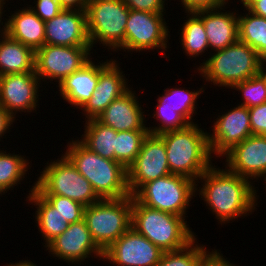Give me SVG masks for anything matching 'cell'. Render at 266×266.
Masks as SVG:
<instances>
[{"mask_svg": "<svg viewBox=\"0 0 266 266\" xmlns=\"http://www.w3.org/2000/svg\"><path fill=\"white\" fill-rule=\"evenodd\" d=\"M130 88L118 99L113 100L96 118L100 123L115 131L147 130L145 111L139 104L136 91ZM145 113V114H144Z\"/></svg>", "mask_w": 266, "mask_h": 266, "instance_id": "44dd1931", "label": "cell"}, {"mask_svg": "<svg viewBox=\"0 0 266 266\" xmlns=\"http://www.w3.org/2000/svg\"><path fill=\"white\" fill-rule=\"evenodd\" d=\"M15 118L4 107L0 105V141L3 142L2 137L5 138V134H10L11 126L14 127Z\"/></svg>", "mask_w": 266, "mask_h": 266, "instance_id": "ab89813d", "label": "cell"}, {"mask_svg": "<svg viewBox=\"0 0 266 266\" xmlns=\"http://www.w3.org/2000/svg\"><path fill=\"white\" fill-rule=\"evenodd\" d=\"M45 249L48 250L52 258L53 256L57 257L72 265H79V263L84 265V261L90 260L89 258L93 259V257L103 260V252L92 239L84 219L69 224L68 229L51 241Z\"/></svg>", "mask_w": 266, "mask_h": 266, "instance_id": "2e32d148", "label": "cell"}, {"mask_svg": "<svg viewBox=\"0 0 266 266\" xmlns=\"http://www.w3.org/2000/svg\"><path fill=\"white\" fill-rule=\"evenodd\" d=\"M193 196L196 197V182L176 174L149 181L133 195L147 207L185 218Z\"/></svg>", "mask_w": 266, "mask_h": 266, "instance_id": "9c48e42d", "label": "cell"}, {"mask_svg": "<svg viewBox=\"0 0 266 266\" xmlns=\"http://www.w3.org/2000/svg\"><path fill=\"white\" fill-rule=\"evenodd\" d=\"M117 59L99 61L98 82L91 98L80 109L85 121L96 119L107 106L121 97L131 87ZM84 112V113H83Z\"/></svg>", "mask_w": 266, "mask_h": 266, "instance_id": "e0dca14e", "label": "cell"}, {"mask_svg": "<svg viewBox=\"0 0 266 266\" xmlns=\"http://www.w3.org/2000/svg\"><path fill=\"white\" fill-rule=\"evenodd\" d=\"M26 197L28 205L36 208L35 222L38 231L41 233L42 239L46 247L57 236L61 235L68 229L69 224L60 215L58 211L35 189V183L30 188Z\"/></svg>", "mask_w": 266, "mask_h": 266, "instance_id": "d4e9b609", "label": "cell"}, {"mask_svg": "<svg viewBox=\"0 0 266 266\" xmlns=\"http://www.w3.org/2000/svg\"><path fill=\"white\" fill-rule=\"evenodd\" d=\"M36 51L5 34L0 39V76L35 72Z\"/></svg>", "mask_w": 266, "mask_h": 266, "instance_id": "484cf974", "label": "cell"}, {"mask_svg": "<svg viewBox=\"0 0 266 266\" xmlns=\"http://www.w3.org/2000/svg\"><path fill=\"white\" fill-rule=\"evenodd\" d=\"M60 213L68 224L84 219L85 206L65 196L42 195Z\"/></svg>", "mask_w": 266, "mask_h": 266, "instance_id": "836d02e7", "label": "cell"}, {"mask_svg": "<svg viewBox=\"0 0 266 266\" xmlns=\"http://www.w3.org/2000/svg\"><path fill=\"white\" fill-rule=\"evenodd\" d=\"M63 9L86 11L88 0H58Z\"/></svg>", "mask_w": 266, "mask_h": 266, "instance_id": "60d3db41", "label": "cell"}, {"mask_svg": "<svg viewBox=\"0 0 266 266\" xmlns=\"http://www.w3.org/2000/svg\"><path fill=\"white\" fill-rule=\"evenodd\" d=\"M133 196L101 199L85 207L84 220L98 248L104 252L118 240L132 223Z\"/></svg>", "mask_w": 266, "mask_h": 266, "instance_id": "52a82bcc", "label": "cell"}, {"mask_svg": "<svg viewBox=\"0 0 266 266\" xmlns=\"http://www.w3.org/2000/svg\"><path fill=\"white\" fill-rule=\"evenodd\" d=\"M5 6H7V5H5L4 3H0V39L6 34V27H5L6 22H4L6 20V18L3 17V16L7 15V14H5V12H6V10L4 9Z\"/></svg>", "mask_w": 266, "mask_h": 266, "instance_id": "7bdbcfd3", "label": "cell"}, {"mask_svg": "<svg viewBox=\"0 0 266 266\" xmlns=\"http://www.w3.org/2000/svg\"><path fill=\"white\" fill-rule=\"evenodd\" d=\"M186 20H183L180 35V46H182L183 53L189 58L206 56L204 53L208 50L207 35L203 25L202 19L195 12H186Z\"/></svg>", "mask_w": 266, "mask_h": 266, "instance_id": "83f0119b", "label": "cell"}, {"mask_svg": "<svg viewBox=\"0 0 266 266\" xmlns=\"http://www.w3.org/2000/svg\"><path fill=\"white\" fill-rule=\"evenodd\" d=\"M131 227L162 252L182 249L197 237L185 217L147 207L134 197Z\"/></svg>", "mask_w": 266, "mask_h": 266, "instance_id": "5b68a950", "label": "cell"}, {"mask_svg": "<svg viewBox=\"0 0 266 266\" xmlns=\"http://www.w3.org/2000/svg\"><path fill=\"white\" fill-rule=\"evenodd\" d=\"M85 122L84 134L80 141L96 154L115 160L117 131L100 123L97 119H89Z\"/></svg>", "mask_w": 266, "mask_h": 266, "instance_id": "4316f807", "label": "cell"}, {"mask_svg": "<svg viewBox=\"0 0 266 266\" xmlns=\"http://www.w3.org/2000/svg\"><path fill=\"white\" fill-rule=\"evenodd\" d=\"M230 89L242 94V101L239 105L252 108L266 103V80L259 73L256 76L234 84Z\"/></svg>", "mask_w": 266, "mask_h": 266, "instance_id": "d6a6232c", "label": "cell"}, {"mask_svg": "<svg viewBox=\"0 0 266 266\" xmlns=\"http://www.w3.org/2000/svg\"><path fill=\"white\" fill-rule=\"evenodd\" d=\"M33 3L36 5L28 6L44 22L51 20L63 10L58 0H34Z\"/></svg>", "mask_w": 266, "mask_h": 266, "instance_id": "e575fe53", "label": "cell"}, {"mask_svg": "<svg viewBox=\"0 0 266 266\" xmlns=\"http://www.w3.org/2000/svg\"><path fill=\"white\" fill-rule=\"evenodd\" d=\"M45 44L60 46H91L86 11L63 9L45 22Z\"/></svg>", "mask_w": 266, "mask_h": 266, "instance_id": "ffe728a7", "label": "cell"}, {"mask_svg": "<svg viewBox=\"0 0 266 266\" xmlns=\"http://www.w3.org/2000/svg\"><path fill=\"white\" fill-rule=\"evenodd\" d=\"M91 53L93 54L91 46L44 44L36 50L35 73L42 82L54 81L59 85L61 81L78 71L91 59L94 60Z\"/></svg>", "mask_w": 266, "mask_h": 266, "instance_id": "7c38bea8", "label": "cell"}, {"mask_svg": "<svg viewBox=\"0 0 266 266\" xmlns=\"http://www.w3.org/2000/svg\"><path fill=\"white\" fill-rule=\"evenodd\" d=\"M248 10L257 16L266 18V0L256 1Z\"/></svg>", "mask_w": 266, "mask_h": 266, "instance_id": "b9f144b4", "label": "cell"}, {"mask_svg": "<svg viewBox=\"0 0 266 266\" xmlns=\"http://www.w3.org/2000/svg\"><path fill=\"white\" fill-rule=\"evenodd\" d=\"M11 263V264H10ZM9 265H5V266H37L35 263H33L31 260H21L19 262H16V263H12L10 262Z\"/></svg>", "mask_w": 266, "mask_h": 266, "instance_id": "ee69618b", "label": "cell"}, {"mask_svg": "<svg viewBox=\"0 0 266 266\" xmlns=\"http://www.w3.org/2000/svg\"><path fill=\"white\" fill-rule=\"evenodd\" d=\"M242 6H243V9H249L256 1H259V0H238Z\"/></svg>", "mask_w": 266, "mask_h": 266, "instance_id": "bcb514c9", "label": "cell"}, {"mask_svg": "<svg viewBox=\"0 0 266 266\" xmlns=\"http://www.w3.org/2000/svg\"><path fill=\"white\" fill-rule=\"evenodd\" d=\"M6 1L9 2V1H11V0H9V1H8V0H0V3H4V4H6V3H7ZM12 1H13V0H12Z\"/></svg>", "mask_w": 266, "mask_h": 266, "instance_id": "c3c4849f", "label": "cell"}, {"mask_svg": "<svg viewBox=\"0 0 266 266\" xmlns=\"http://www.w3.org/2000/svg\"><path fill=\"white\" fill-rule=\"evenodd\" d=\"M223 157L226 158L223 164L230 172L247 178L252 183L258 182L266 172V135L249 136Z\"/></svg>", "mask_w": 266, "mask_h": 266, "instance_id": "d6986e66", "label": "cell"}, {"mask_svg": "<svg viewBox=\"0 0 266 266\" xmlns=\"http://www.w3.org/2000/svg\"><path fill=\"white\" fill-rule=\"evenodd\" d=\"M80 138H72L63 154L92 185L101 199H120L131 195L127 169L119 162L104 158L87 148Z\"/></svg>", "mask_w": 266, "mask_h": 266, "instance_id": "7a4b0ae2", "label": "cell"}, {"mask_svg": "<svg viewBox=\"0 0 266 266\" xmlns=\"http://www.w3.org/2000/svg\"><path fill=\"white\" fill-rule=\"evenodd\" d=\"M179 2L185 13L218 8L231 3L230 0H179Z\"/></svg>", "mask_w": 266, "mask_h": 266, "instance_id": "74e56055", "label": "cell"}, {"mask_svg": "<svg viewBox=\"0 0 266 266\" xmlns=\"http://www.w3.org/2000/svg\"><path fill=\"white\" fill-rule=\"evenodd\" d=\"M92 59L78 71L66 77L56 85L59 95L76 109H81L91 98L98 82L99 63L98 59Z\"/></svg>", "mask_w": 266, "mask_h": 266, "instance_id": "603a6c76", "label": "cell"}, {"mask_svg": "<svg viewBox=\"0 0 266 266\" xmlns=\"http://www.w3.org/2000/svg\"><path fill=\"white\" fill-rule=\"evenodd\" d=\"M129 9L151 13H166L168 0H122ZM166 4V5H165Z\"/></svg>", "mask_w": 266, "mask_h": 266, "instance_id": "8d00e7d4", "label": "cell"}, {"mask_svg": "<svg viewBox=\"0 0 266 266\" xmlns=\"http://www.w3.org/2000/svg\"><path fill=\"white\" fill-rule=\"evenodd\" d=\"M217 249H212L208 252L202 259L200 266H238L236 264L230 263Z\"/></svg>", "mask_w": 266, "mask_h": 266, "instance_id": "f35d334b", "label": "cell"}, {"mask_svg": "<svg viewBox=\"0 0 266 266\" xmlns=\"http://www.w3.org/2000/svg\"><path fill=\"white\" fill-rule=\"evenodd\" d=\"M254 184L213 164L196 181V196L215 214L218 225H226L257 210L259 195Z\"/></svg>", "mask_w": 266, "mask_h": 266, "instance_id": "6da1fadb", "label": "cell"}, {"mask_svg": "<svg viewBox=\"0 0 266 266\" xmlns=\"http://www.w3.org/2000/svg\"><path fill=\"white\" fill-rule=\"evenodd\" d=\"M40 87L42 82L35 72L0 76V105L15 119L18 112L35 113L42 99Z\"/></svg>", "mask_w": 266, "mask_h": 266, "instance_id": "9a60e30c", "label": "cell"}, {"mask_svg": "<svg viewBox=\"0 0 266 266\" xmlns=\"http://www.w3.org/2000/svg\"><path fill=\"white\" fill-rule=\"evenodd\" d=\"M171 174L165 144L159 135L148 134L135 161L127 168V185L133 196L145 183Z\"/></svg>", "mask_w": 266, "mask_h": 266, "instance_id": "4fadbf2b", "label": "cell"}, {"mask_svg": "<svg viewBox=\"0 0 266 266\" xmlns=\"http://www.w3.org/2000/svg\"><path fill=\"white\" fill-rule=\"evenodd\" d=\"M252 135H266V103L249 108Z\"/></svg>", "mask_w": 266, "mask_h": 266, "instance_id": "d590c367", "label": "cell"}, {"mask_svg": "<svg viewBox=\"0 0 266 266\" xmlns=\"http://www.w3.org/2000/svg\"><path fill=\"white\" fill-rule=\"evenodd\" d=\"M165 144L171 174L182 175L197 181L213 164L208 132L190 124L184 129L159 135Z\"/></svg>", "mask_w": 266, "mask_h": 266, "instance_id": "3957f363", "label": "cell"}, {"mask_svg": "<svg viewBox=\"0 0 266 266\" xmlns=\"http://www.w3.org/2000/svg\"><path fill=\"white\" fill-rule=\"evenodd\" d=\"M197 237L186 247L163 252L159 263L156 266H200L204 256L209 252V248L199 244Z\"/></svg>", "mask_w": 266, "mask_h": 266, "instance_id": "1f68e13d", "label": "cell"}, {"mask_svg": "<svg viewBox=\"0 0 266 266\" xmlns=\"http://www.w3.org/2000/svg\"><path fill=\"white\" fill-rule=\"evenodd\" d=\"M205 87L202 85L199 90H189L170 87L164 88L163 94L157 96L156 111L152 114L156 125H147L149 134L160 135L165 132L181 130L189 126L190 124L196 123L193 116L197 115L198 99L201 98L204 93Z\"/></svg>", "mask_w": 266, "mask_h": 266, "instance_id": "30bf717a", "label": "cell"}, {"mask_svg": "<svg viewBox=\"0 0 266 266\" xmlns=\"http://www.w3.org/2000/svg\"><path fill=\"white\" fill-rule=\"evenodd\" d=\"M260 74L266 80V57L260 61Z\"/></svg>", "mask_w": 266, "mask_h": 266, "instance_id": "f6af8a7d", "label": "cell"}, {"mask_svg": "<svg viewBox=\"0 0 266 266\" xmlns=\"http://www.w3.org/2000/svg\"><path fill=\"white\" fill-rule=\"evenodd\" d=\"M227 6L195 11L203 21L210 51L222 50L239 40L238 12L226 11Z\"/></svg>", "mask_w": 266, "mask_h": 266, "instance_id": "7402d4cb", "label": "cell"}, {"mask_svg": "<svg viewBox=\"0 0 266 266\" xmlns=\"http://www.w3.org/2000/svg\"><path fill=\"white\" fill-rule=\"evenodd\" d=\"M148 130L118 131L116 136L115 161L126 169L135 161Z\"/></svg>", "mask_w": 266, "mask_h": 266, "instance_id": "4dcf8cb0", "label": "cell"}, {"mask_svg": "<svg viewBox=\"0 0 266 266\" xmlns=\"http://www.w3.org/2000/svg\"><path fill=\"white\" fill-rule=\"evenodd\" d=\"M209 57V58H208ZM207 58L197 66V75L205 82L230 89L234 84L250 79L260 73L258 53L248 44L237 41L230 46L210 52Z\"/></svg>", "mask_w": 266, "mask_h": 266, "instance_id": "277c9868", "label": "cell"}, {"mask_svg": "<svg viewBox=\"0 0 266 266\" xmlns=\"http://www.w3.org/2000/svg\"><path fill=\"white\" fill-rule=\"evenodd\" d=\"M227 112L219 113L213 120L212 130L208 132L211 154L215 160L223 158L235 145L252 135L249 108L242 105L232 106ZM216 120V121H215Z\"/></svg>", "mask_w": 266, "mask_h": 266, "instance_id": "5bb4252c", "label": "cell"}, {"mask_svg": "<svg viewBox=\"0 0 266 266\" xmlns=\"http://www.w3.org/2000/svg\"><path fill=\"white\" fill-rule=\"evenodd\" d=\"M261 179H263V181H265V184H263V185H265V190H266V172L260 177L259 181Z\"/></svg>", "mask_w": 266, "mask_h": 266, "instance_id": "7dc6e473", "label": "cell"}, {"mask_svg": "<svg viewBox=\"0 0 266 266\" xmlns=\"http://www.w3.org/2000/svg\"><path fill=\"white\" fill-rule=\"evenodd\" d=\"M165 13H151L130 9L125 27V52L133 53L159 49L163 56L169 48L170 31ZM132 51V52H131ZM164 52V53H163Z\"/></svg>", "mask_w": 266, "mask_h": 266, "instance_id": "8fae6325", "label": "cell"}, {"mask_svg": "<svg viewBox=\"0 0 266 266\" xmlns=\"http://www.w3.org/2000/svg\"><path fill=\"white\" fill-rule=\"evenodd\" d=\"M239 15L238 12V32L239 41L248 44L255 49L259 57H266V18L257 16L249 10Z\"/></svg>", "mask_w": 266, "mask_h": 266, "instance_id": "f546056e", "label": "cell"}, {"mask_svg": "<svg viewBox=\"0 0 266 266\" xmlns=\"http://www.w3.org/2000/svg\"><path fill=\"white\" fill-rule=\"evenodd\" d=\"M130 9L122 0H88L87 33L92 49L97 43L113 53L125 52V27Z\"/></svg>", "mask_w": 266, "mask_h": 266, "instance_id": "8992f818", "label": "cell"}, {"mask_svg": "<svg viewBox=\"0 0 266 266\" xmlns=\"http://www.w3.org/2000/svg\"><path fill=\"white\" fill-rule=\"evenodd\" d=\"M163 252L146 237L130 227L103 252V260L113 266H156Z\"/></svg>", "mask_w": 266, "mask_h": 266, "instance_id": "ac0fdd59", "label": "cell"}, {"mask_svg": "<svg viewBox=\"0 0 266 266\" xmlns=\"http://www.w3.org/2000/svg\"><path fill=\"white\" fill-rule=\"evenodd\" d=\"M26 5L7 15L6 34L36 51L45 44V22Z\"/></svg>", "mask_w": 266, "mask_h": 266, "instance_id": "cb8c5ba5", "label": "cell"}, {"mask_svg": "<svg viewBox=\"0 0 266 266\" xmlns=\"http://www.w3.org/2000/svg\"><path fill=\"white\" fill-rule=\"evenodd\" d=\"M45 164L35 181V189L41 195L65 196L82 205L89 206L101 200L90 182L79 173L64 155Z\"/></svg>", "mask_w": 266, "mask_h": 266, "instance_id": "ba28073f", "label": "cell"}, {"mask_svg": "<svg viewBox=\"0 0 266 266\" xmlns=\"http://www.w3.org/2000/svg\"><path fill=\"white\" fill-rule=\"evenodd\" d=\"M0 148V194L5 195L9 190L13 191L15 186L21 185L28 170L31 169V161L28 156L21 153L6 152Z\"/></svg>", "mask_w": 266, "mask_h": 266, "instance_id": "f1b7e54d", "label": "cell"}]
</instances>
